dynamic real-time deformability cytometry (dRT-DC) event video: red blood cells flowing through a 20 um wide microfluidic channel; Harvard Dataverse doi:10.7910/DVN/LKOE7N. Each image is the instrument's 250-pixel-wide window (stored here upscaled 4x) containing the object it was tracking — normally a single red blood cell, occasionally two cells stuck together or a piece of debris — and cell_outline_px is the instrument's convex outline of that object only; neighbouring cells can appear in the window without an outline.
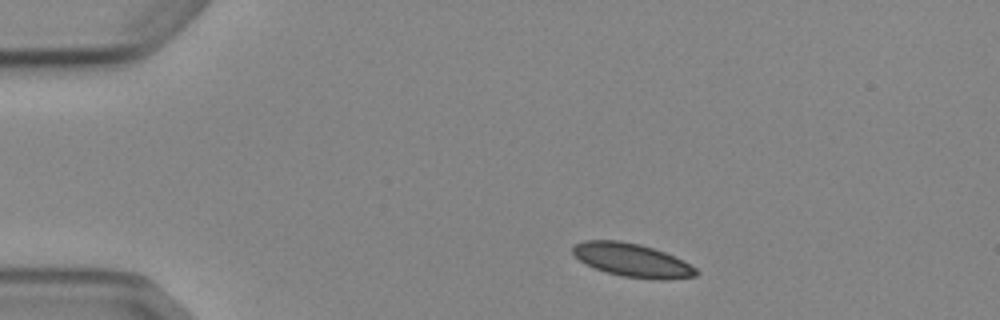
{"species": "Egyptian fruit bat (a non-hibernating species)", "species_latin": "Rousettus aegyptiacus", "temperature_condition": "cold", "stored_images_in_passage": 6, "camera_frame_rate_fps": 3000, "um_per_image_px": 0.085, "animal": {"sex": "female"}, "frame": {"image": 1, "passage_image": 1, "time_ms": 0.0, "image_size_px": [1000, 320], "cell_outline_px": [[700, 272], [696, 276], [664, 280], [660, 280], [624, 276], [608, 272], [596, 268], [580, 260], [572, 252], [572, 248], [576, 244], [584, 240], [620, 240], [640, 244], [664, 252], [696, 268]], "centroid_in_image_um": [53.74, 22.11], "position_along_channel_um": 31.3, "area_um2": 23.58}}
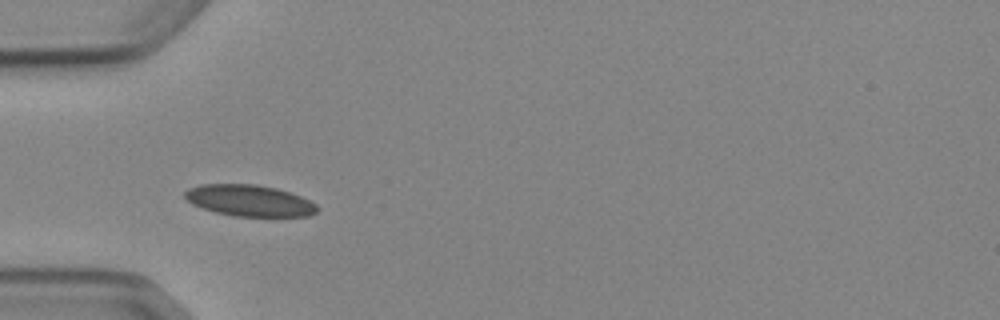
{"frame": {"image": 2, "passage_image": 3, "time_ms": 2.333, "image_size_px": [1000, 320], "cell_outline_px": [[320, 208], [316, 212], [308, 216], [232, 216], [216, 212], [192, 204], [184, 196], [184, 192], [188, 188], [200, 184], [256, 184], [276, 188], [300, 196], [316, 204]], "centroid_in_image_um": [21.19, 17.04], "position_along_channel_um": 63.8, "area_um2": 24.1}}
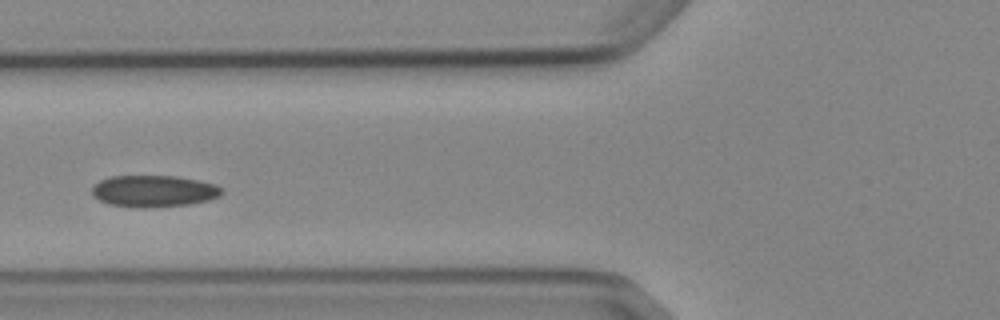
{"frame": {"image": 3, "passage_image": 4, "time_ms": 3.667, "image_size_px": [1000, 320], "cell_outline_px": [[224, 192], [220, 196], [208, 200], [188, 204], [148, 208], [140, 208], [112, 204], [100, 200], [92, 196], [92, 188], [100, 180], [112, 176], [176, 176], [216, 184], [224, 188]], "centroid_in_image_um": [13.11, 16.24], "position_along_channel_um": 112.7, "area_um2": 23.93}}